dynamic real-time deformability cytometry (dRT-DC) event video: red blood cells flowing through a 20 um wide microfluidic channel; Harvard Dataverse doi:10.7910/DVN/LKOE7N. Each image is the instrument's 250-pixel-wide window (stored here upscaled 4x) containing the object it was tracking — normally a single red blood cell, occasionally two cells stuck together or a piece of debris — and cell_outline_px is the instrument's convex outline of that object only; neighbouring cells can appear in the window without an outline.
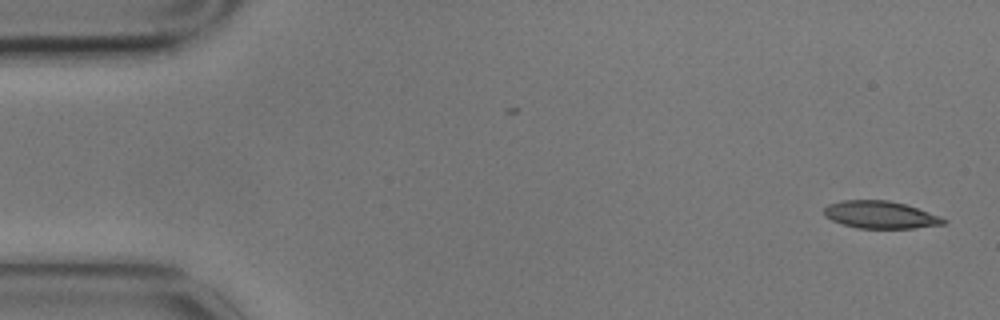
{"species": "common noctule bat (a hibernating species)", "species_latin": "Nyctalus noctula", "temperature_condition": "cold", "stored_images_in_passage": 4, "camera_frame_rate_fps": 3000, "um_per_image_px": 0.085, "animal": {"sex": "male", "body_mass_g": 17.9}, "frame": {"image": 1, "passage_image": 1, "time_ms": 0.0, "image_size_px": [1000, 320], "cell_outline_px": [[948, 220], [944, 224], [916, 228], [856, 228], [832, 220], [824, 216], [824, 208], [828, 204], [840, 200], [888, 200], [904, 204], [940, 216]], "centroid_in_image_um": [74.81, 18.25], "position_along_channel_um": 10.2, "area_um2": 19.02}}
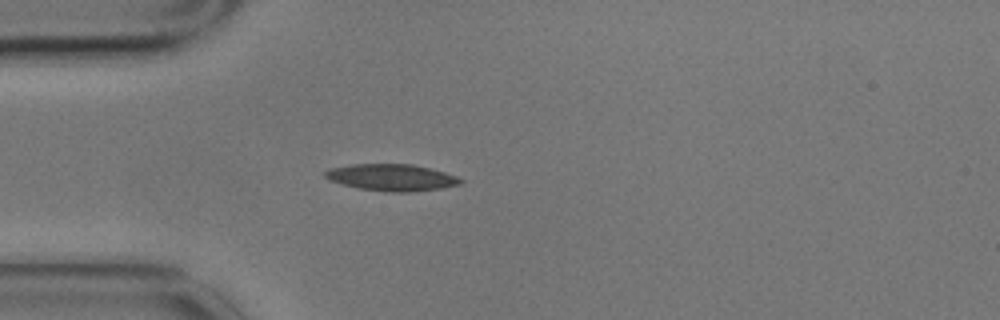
{"frame": {"image": 2, "passage_image": 4, "time_ms": 1.0, "image_size_px": [1000, 320], "cell_outline_px": [[464, 180], [460, 184], [440, 188], [408, 192], [388, 192], [356, 188], [328, 180], [324, 176], [324, 172], [328, 168], [352, 164], [412, 164], [444, 172], [456, 176]], "centroid_in_image_um": [33.23, 15.08], "position_along_channel_um": 51.8, "area_um2": 21.1}}